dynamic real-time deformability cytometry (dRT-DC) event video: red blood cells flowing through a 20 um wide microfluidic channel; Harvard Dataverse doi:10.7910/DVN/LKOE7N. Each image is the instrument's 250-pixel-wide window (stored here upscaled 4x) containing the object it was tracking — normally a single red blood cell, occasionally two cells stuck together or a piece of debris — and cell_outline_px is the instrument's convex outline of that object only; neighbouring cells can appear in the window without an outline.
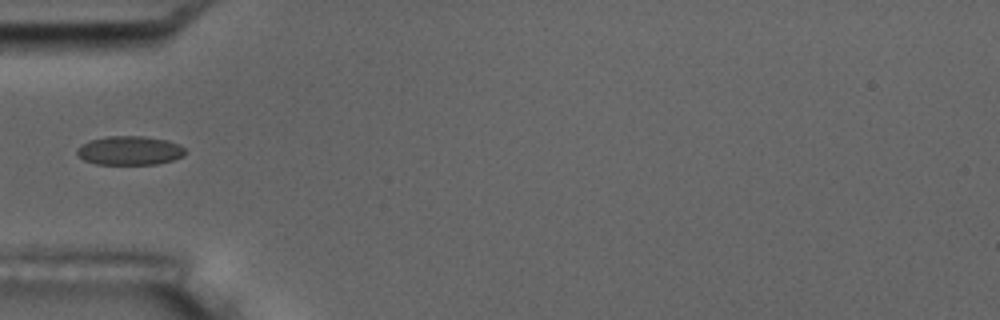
{"species": "common noctule bat (a hibernating species)", "species_latin": "Nyctalus noctula", "temperature_condition": "room temperature", "stored_images_in_passage": 6, "camera_frame_rate_fps": 3000, "um_per_image_px": 0.085, "animal": {"sex": "male", "body_mass_g": 17.5, "forearm_length_mm": 52.3}, "frame": {"image": 1, "passage_image": 6, "time_ms": 6.333, "image_size_px": [1000, 320], "cell_outline_px": [[188, 152], [184, 156], [172, 160], [156, 164], [96, 164], [84, 160], [76, 156], [76, 148], [80, 144], [88, 140], [104, 136], [144, 136], [168, 140], [180, 144]], "centroid_in_image_um": [11.0, 12.78], "position_along_channel_um": 74.0, "area_um2": 18.67}}